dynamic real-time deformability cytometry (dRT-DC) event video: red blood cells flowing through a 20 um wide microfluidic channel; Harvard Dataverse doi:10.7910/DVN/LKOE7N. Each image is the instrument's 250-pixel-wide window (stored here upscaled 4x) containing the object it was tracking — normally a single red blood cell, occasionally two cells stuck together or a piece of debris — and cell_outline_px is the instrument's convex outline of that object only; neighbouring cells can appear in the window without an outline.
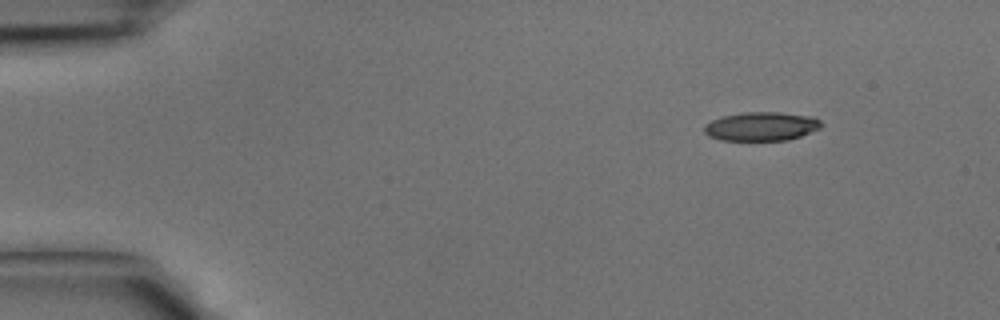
{"species": "common noctule bat (a hibernating species)", "species_latin": "Nyctalus noctula", "temperature_condition": "cold", "stored_images_in_passage": 38, "camera_frame_rate_fps": 3000, "um_per_image_px": 0.085, "animal": {"sex": "male", "body_mass_g": 15.6}, "frame": {"image": 1, "passage_image": 1, "time_ms": 0.0, "image_size_px": [1000, 320], "cell_outline_px": [[820, 128], [800, 136], [788, 140], [720, 140], [708, 136], [704, 132], [704, 124], [712, 120], [724, 116], [744, 112], [780, 112], [812, 116], [820, 120]], "centroid_in_image_um": [64.69, 10.74], "position_along_channel_um": 20.3, "area_um2": 19.59}}
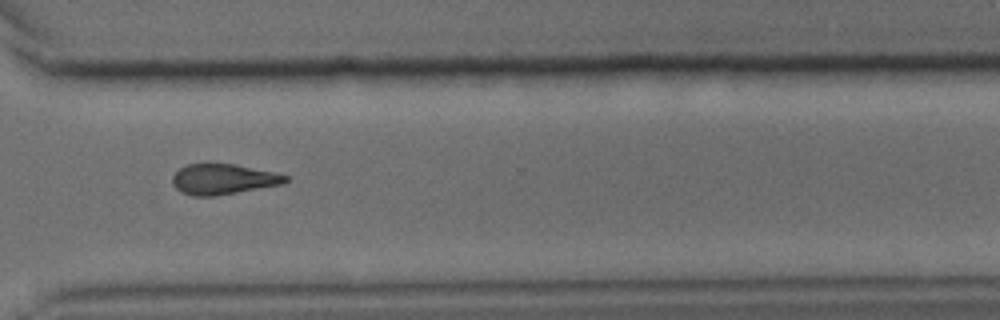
{"frame": {"image": 2, "passage_image": 27, "time_ms": 8.667, "image_size_px": [1000, 320], "cell_outline_px": [[288, 180], [284, 184], [216, 196], [192, 196], [180, 192], [172, 184], [172, 176], [180, 168], [188, 164], [204, 160], [208, 160], [236, 164], [272, 172], [288, 176]], "centroid_in_image_um": [18.91, 15.19], "position_along_channel_um": 351.7, "area_um2": 20.81}}
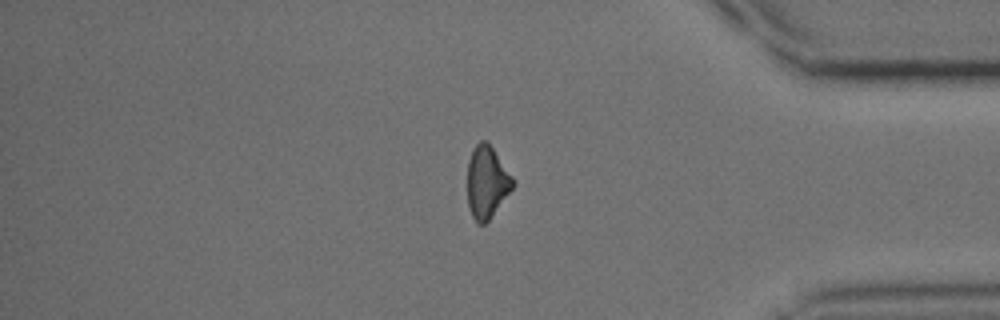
{"frame": {"image": 3, "passage_image": 31, "time_ms": 10.0, "image_size_px": [1000, 320], "cell_outline_px": [[516, 184], [488, 220], [484, 224], [476, 224], [472, 216], [468, 204], [468, 160], [472, 148], [480, 140], [484, 140], [492, 148], [516, 180]], "centroid_in_image_um": [41.39, 15.48], "position_along_channel_um": 393.8, "area_um2": 19.07}}